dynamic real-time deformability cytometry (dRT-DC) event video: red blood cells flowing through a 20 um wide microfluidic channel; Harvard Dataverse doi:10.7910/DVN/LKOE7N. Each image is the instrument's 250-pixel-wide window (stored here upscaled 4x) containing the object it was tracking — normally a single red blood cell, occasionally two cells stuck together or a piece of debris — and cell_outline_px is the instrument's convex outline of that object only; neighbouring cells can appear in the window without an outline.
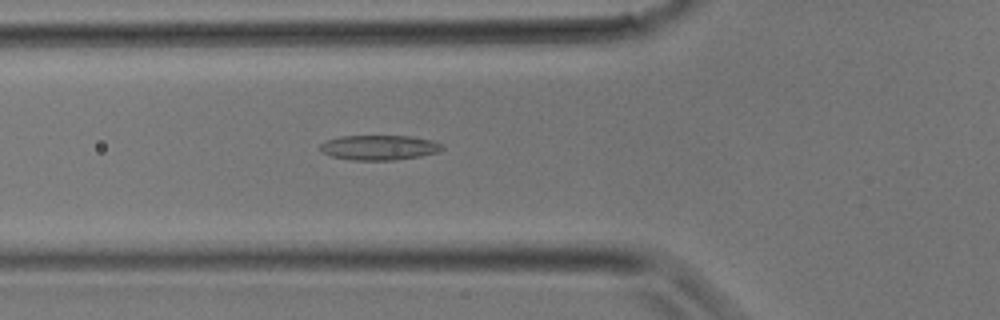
{"species": "common noctule bat (a hibernating species)", "species_latin": "Nyctalus noctula", "temperature_condition": "room temperature", "stored_images_in_passage": 29, "camera_frame_rate_fps": 3000, "um_per_image_px": 0.085, "animal": {"sex": "male", "body_mass_g": 17.9}, "frame": {"image": 1, "passage_image": 8, "time_ms": 2.333, "image_size_px": [1000, 320], "cell_outline_px": [[444, 148], [440, 152], [420, 156], [396, 160], [352, 160], [332, 156], [320, 152], [320, 144], [324, 140], [340, 136], [412, 136], [432, 140], [440, 144]], "centroid_in_image_um": [32.21, 12.54], "position_along_channel_um": 93.6, "area_um2": 17.86}}
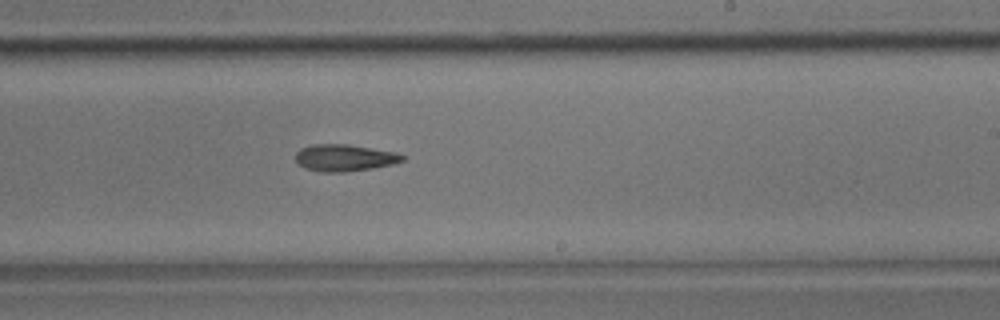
{"frame": {"image": 2, "passage_image": 16, "time_ms": 5.0, "image_size_px": [1000, 320], "cell_outline_px": [[404, 160], [392, 164], [372, 168], [344, 172], [320, 172], [304, 168], [296, 160], [296, 152], [300, 148], [312, 144], [348, 144], [396, 152], [404, 156]], "centroid_in_image_um": [29.26, 13.41], "position_along_channel_um": 259.7, "area_um2": 16.7}}
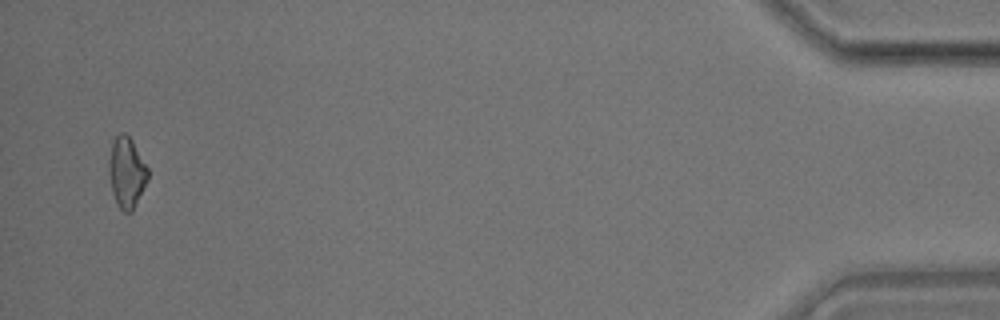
{"frame": {"image": 3, "passage_image": 28, "time_ms": 9.0, "image_size_px": [1000, 320], "cell_outline_px": [[148, 180], [132, 212], [124, 212], [116, 204], [112, 192], [108, 172], [108, 160], [112, 144], [116, 136], [120, 132], [124, 132], [132, 140], [148, 168]], "centroid_in_image_um": [10.75, 14.67], "position_along_channel_um": 424.4, "area_um2": 16.13}}